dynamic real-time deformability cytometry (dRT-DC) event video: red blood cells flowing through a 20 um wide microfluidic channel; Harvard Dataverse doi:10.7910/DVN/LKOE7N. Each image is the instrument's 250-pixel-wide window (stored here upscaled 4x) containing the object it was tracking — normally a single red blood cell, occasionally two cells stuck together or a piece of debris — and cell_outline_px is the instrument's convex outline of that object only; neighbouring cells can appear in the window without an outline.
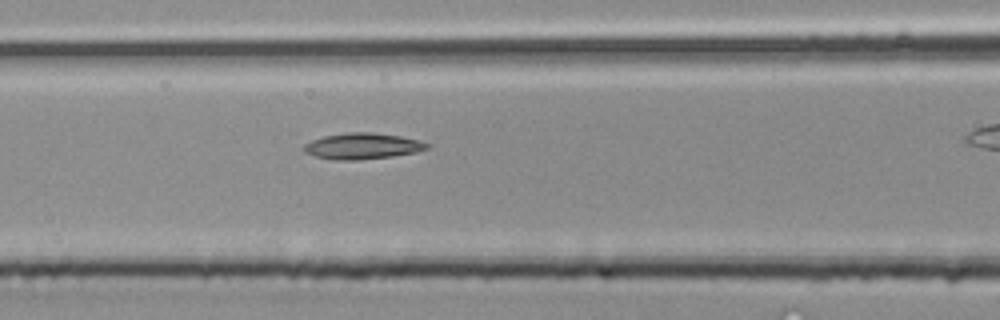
{"species": "common noctule bat (a hibernating species)", "species_latin": "Nyctalus noctula", "temperature_condition": "room temperature", "stored_images_in_passage": 27, "camera_frame_rate_fps": 3000, "um_per_image_px": 0.085, "animal": {"sex": "male", "body_mass_g": 20.4}, "frame": {"image": 1, "passage_image": 8, "time_ms": 2.333, "image_size_px": [1000, 320], "cell_outline_px": [[432, 144], [428, 148], [416, 152], [392, 156], [360, 160], [332, 160], [316, 156], [304, 152], [300, 148], [304, 144], [312, 140], [324, 136], [348, 132], [372, 132], [400, 136], [420, 140]], "centroid_in_image_um": [30.8, 12.42], "position_along_channel_um": 135.8, "area_um2": 18.9}}
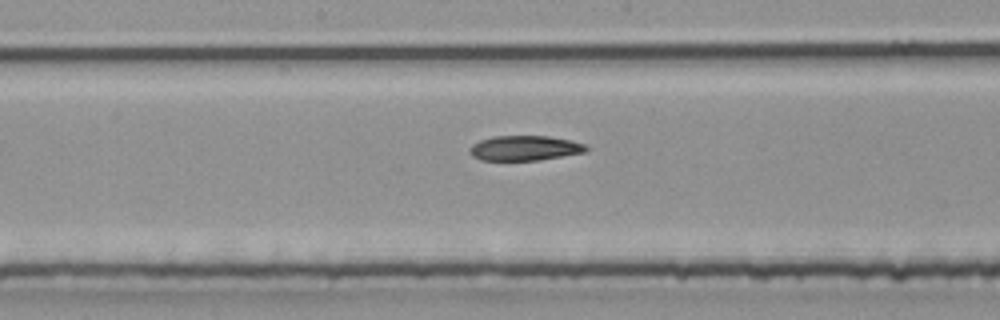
{"frame": {"image": 2, "passage_image": 12, "time_ms": 3.667, "image_size_px": [1000, 320], "cell_outline_px": [[588, 148], [584, 152], [540, 160], [480, 160], [472, 156], [468, 152], [468, 148], [472, 144], [480, 140], [492, 136], [548, 136], [568, 140], [584, 144]], "centroid_in_image_um": [44.52, 12.59], "position_along_channel_um": 203.7, "area_um2": 16.88}}